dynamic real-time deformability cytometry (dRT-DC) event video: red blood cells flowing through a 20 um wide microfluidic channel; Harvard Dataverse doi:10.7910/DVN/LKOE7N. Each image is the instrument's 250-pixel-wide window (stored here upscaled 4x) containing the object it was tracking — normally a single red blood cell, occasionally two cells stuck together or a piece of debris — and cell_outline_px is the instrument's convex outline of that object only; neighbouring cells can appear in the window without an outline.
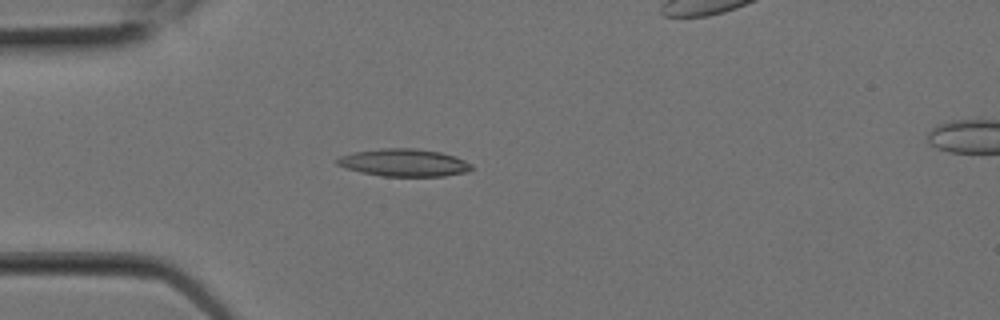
{"species": "Egyptian fruit bat (a non-hibernating species)", "species_latin": "Rousettus aegyptiacus", "temperature_condition": "room temperature", "stored_images_in_passage": 2, "camera_frame_rate_fps": 3000, "um_per_image_px": 0.085, "animal": {"sex": "female"}, "frame": {"image": 1, "passage_image": 2, "time_ms": 0.333, "image_size_px": [1000, 320], "cell_outline_px": [[472, 168], [468, 172], [444, 176], [380, 176], [360, 172], [344, 168], [336, 164], [336, 160], [340, 156], [352, 152], [380, 148], [416, 148], [440, 152], [456, 156], [472, 164]], "centroid_in_image_um": [34.32, 13.82], "position_along_channel_um": 50.7, "area_um2": 21.79}}